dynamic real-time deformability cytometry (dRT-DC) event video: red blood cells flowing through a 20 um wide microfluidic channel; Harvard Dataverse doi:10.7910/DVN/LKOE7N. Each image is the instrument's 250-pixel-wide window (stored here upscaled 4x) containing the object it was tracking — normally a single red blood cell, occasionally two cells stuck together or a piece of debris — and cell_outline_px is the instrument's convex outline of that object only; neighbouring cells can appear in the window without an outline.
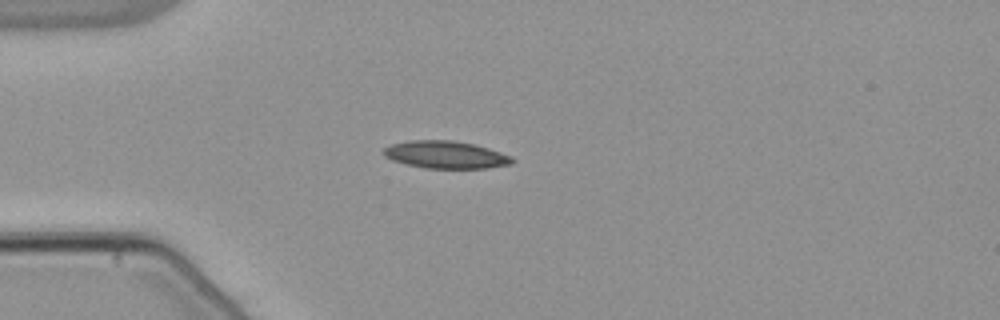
{"species": "common noctule bat (a hibernating species)", "species_latin": "Nyctalus noctula", "temperature_condition": "warm", "stored_images_in_passage": 40, "camera_frame_rate_fps": 3000, "um_per_image_px": 0.085, "animal": {"sex": "male", "body_mass_g": 21.5, "forearm_length_mm": 52.0}, "frame": {"image": 1, "passage_image": 1, "time_ms": 0.0, "image_size_px": [1000, 320], "cell_outline_px": [[516, 160], [512, 164], [488, 168], [424, 168], [392, 160], [384, 156], [380, 152], [384, 148], [392, 144], [408, 140], [452, 140], [476, 144], [512, 156]], "centroid_in_image_um": [37.89, 13.14], "position_along_channel_um": 47.1, "area_um2": 20.75}}
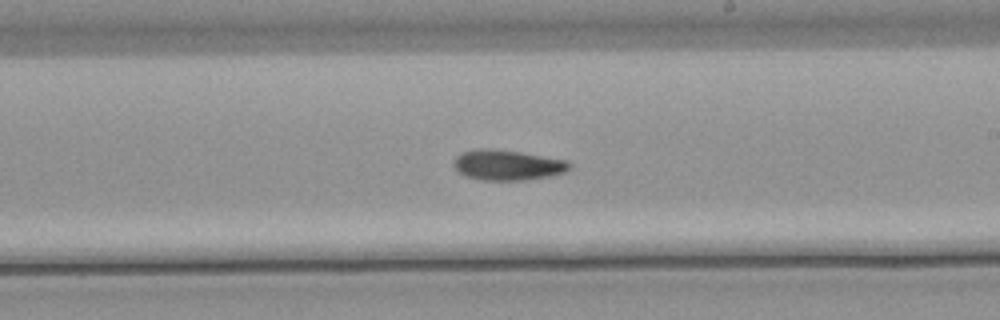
{"frame": {"image": 2, "passage_image": 18, "time_ms": 5.667, "image_size_px": [1000, 320], "cell_outline_px": [[572, 168], [564, 172], [552, 176], [524, 180], [480, 180], [464, 176], [452, 164], [456, 156], [464, 152], [484, 148], [520, 152], [568, 160], [572, 164]], "centroid_in_image_um": [43.18, 14.04], "position_along_channel_um": 245.8, "area_um2": 20.46}}
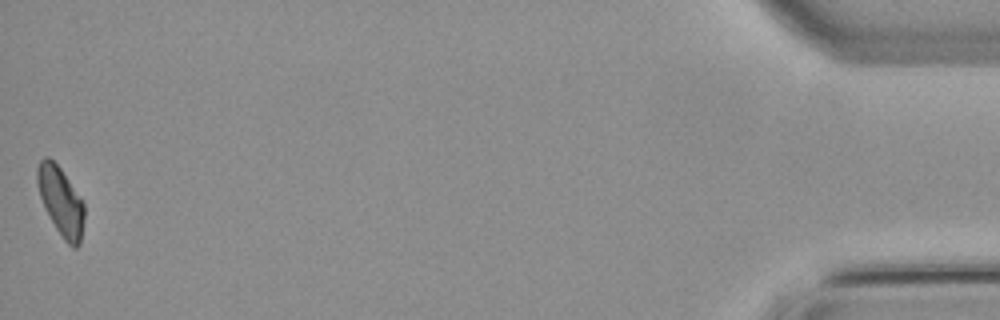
{"frame": {"image": 3, "passage_image": 40, "time_ms": 13.0, "image_size_px": [1000, 320], "cell_outline_px": [[84, 216], [80, 244], [76, 248], [72, 248], [64, 240], [56, 228], [44, 208], [40, 196], [36, 180], [36, 168], [40, 160], [44, 156], [48, 156], [60, 168], [84, 200]], "centroid_in_image_um": [5.17, 17.09], "position_along_channel_um": 430.0, "area_um2": 18.96}}